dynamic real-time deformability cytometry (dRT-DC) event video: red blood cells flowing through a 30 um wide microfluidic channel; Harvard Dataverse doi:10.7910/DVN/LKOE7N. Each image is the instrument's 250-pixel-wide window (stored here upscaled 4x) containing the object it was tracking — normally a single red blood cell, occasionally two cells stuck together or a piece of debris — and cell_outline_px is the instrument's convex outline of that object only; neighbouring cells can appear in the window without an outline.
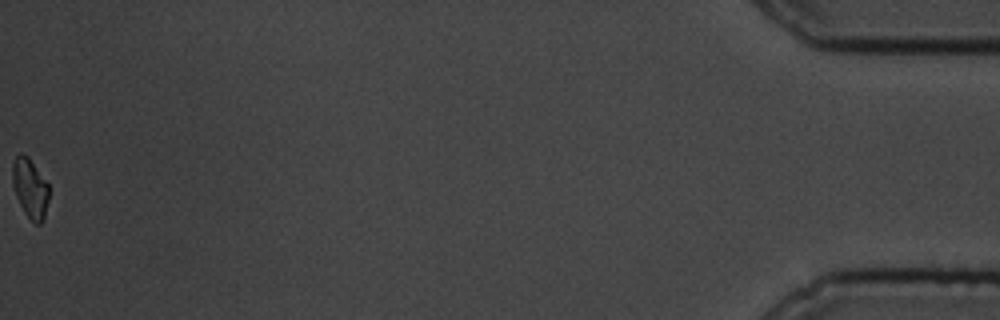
{"species": "common noctule bat (a hibernating species)", "species_latin": "Nyctalus noctula", "temperature_condition": "cold", "stored_images_in_passage": 43, "camera_frame_rate_fps": 3000, "um_per_image_px": 0.085, "animal": {"sex": "male", "body_mass_g": 19.5, "forearm_length_mm": 54.6}, "frame": {"image": 1, "passage_image": 43, "time_ms": 14.0, "image_size_px": [1000, 320], "cell_outline_px": [[48, 200], [44, 216], [40, 224], [36, 224], [24, 212], [16, 196], [12, 184], [12, 164], [16, 156], [20, 152], [28, 156], [48, 184]], "centroid_in_image_um": [2.53, 15.96], "position_along_channel_um": 432.7, "area_um2": 12.48}, "authors_computed_cell_mechanics": {"area_um2": 13.9876, "velocity_mm_per_s": 3.4483, "shape_relaxation_time_tau1_ms": 2.0269, "shape_relaxation_time_tau2_ms": null, "deformation_change_tau1": 0.1137, "deformation_change_tau2": null}}